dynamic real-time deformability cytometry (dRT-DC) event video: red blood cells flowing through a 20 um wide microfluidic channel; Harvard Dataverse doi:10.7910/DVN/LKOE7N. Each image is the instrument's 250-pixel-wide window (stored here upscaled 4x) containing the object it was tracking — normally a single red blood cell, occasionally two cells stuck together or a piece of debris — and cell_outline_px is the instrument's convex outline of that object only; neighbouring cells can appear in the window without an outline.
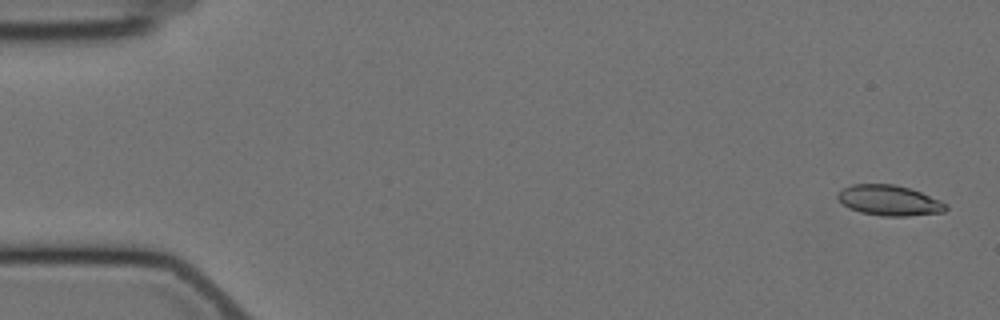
{"species": "Egyptian fruit bat (a non-hibernating species)", "species_latin": "Rousettus aegyptiacus", "temperature_condition": "cold", "stored_images_in_passage": 59, "camera_frame_rate_fps": 3000, "um_per_image_px": 0.085, "animal": {"sex": "female"}, "frame": {"image": 1, "passage_image": 2, "time_ms": 0.333, "image_size_px": [1000, 320], "cell_outline_px": [[948, 208], [944, 212], [908, 216], [880, 216], [860, 212], [848, 208], [836, 196], [844, 188], [852, 184], [892, 184], [908, 188], [920, 192], [940, 200], [948, 204]], "centroid_in_image_um": [75.61, 17.05], "position_along_channel_um": 9.4, "area_um2": 19.07}}
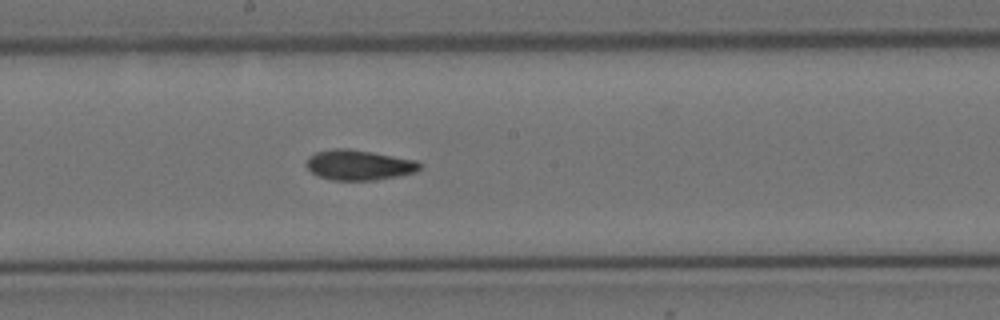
{"frame": {"image": 2, "passage_image": 31, "time_ms": 10.0, "image_size_px": [1000, 320], "cell_outline_px": [[420, 168], [416, 172], [396, 176], [372, 180], [332, 180], [316, 176], [304, 164], [308, 156], [316, 152], [332, 148], [348, 148], [372, 152], [416, 160], [420, 164]], "centroid_in_image_um": [30.44, 14.02], "position_along_channel_um": 217.8, "area_um2": 20.0}}
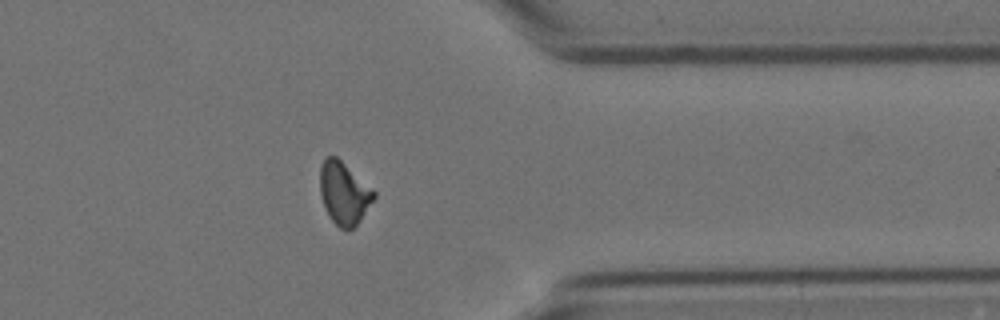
{"frame": {"image": 3, "passage_image": 46, "time_ms": 15.0, "image_size_px": [1000, 320], "cell_outline_px": [[376, 196], [360, 220], [352, 228], [340, 228], [328, 216], [324, 208], [320, 196], [320, 164], [328, 156], [336, 156], [376, 192]], "centroid_in_image_um": [29.21, 16.41], "position_along_channel_um": 382.2, "area_um2": 19.42}, "authors_computed_cell_mechanics": {"area_um2": 19.4208, "velocity_mm_per_s": 3.5107, "shape_relaxation_time_tau1_ms": null, "shape_relaxation_time_tau2_ms": 5.0309, "deformation_change_tau1": null, "deformation_change_tau2": 0.103}}